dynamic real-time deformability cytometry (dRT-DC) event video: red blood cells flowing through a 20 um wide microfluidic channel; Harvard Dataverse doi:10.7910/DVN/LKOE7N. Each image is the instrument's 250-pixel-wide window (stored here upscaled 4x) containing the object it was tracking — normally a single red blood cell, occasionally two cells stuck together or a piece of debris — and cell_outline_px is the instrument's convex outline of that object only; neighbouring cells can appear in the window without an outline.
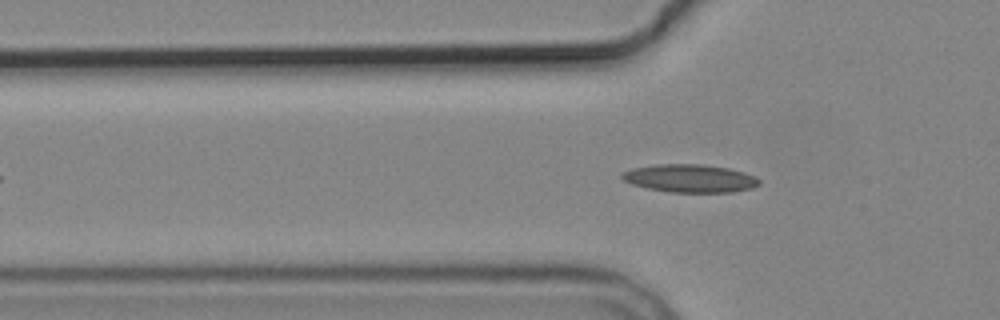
{"species": "common noctule bat (a hibernating species)", "species_latin": "Nyctalus noctula", "temperature_condition": "cold", "stored_images_in_passage": 6, "camera_frame_rate_fps": 3000, "um_per_image_px": 0.085, "animal": {"sex": "male", "body_mass_g": 19.2, "forearm_length_mm": 51.8}, "frame": {"image": 1, "passage_image": 4, "time_ms": 5.0, "image_size_px": [1000, 320], "cell_outline_px": [[760, 184], [752, 188], [732, 192], [668, 192], [648, 188], [632, 184], [624, 180], [620, 176], [620, 172], [632, 168], [656, 164], [700, 164], [728, 168], [744, 172], [756, 176], [760, 180]], "centroid_in_image_um": [58.64, 15.16], "position_along_channel_um": 67.2, "area_um2": 22.48}}
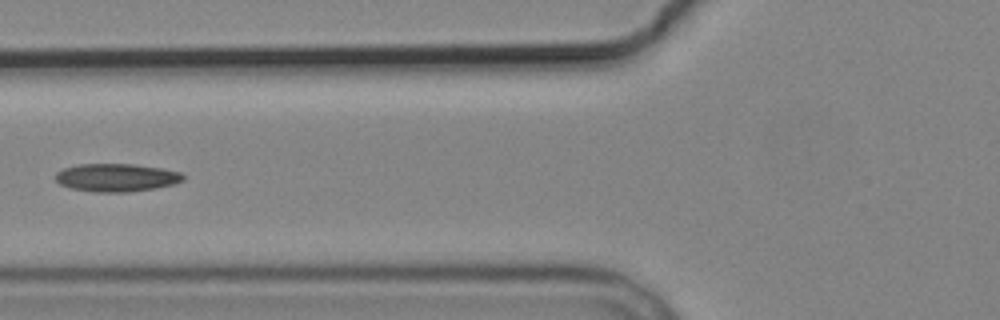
{"frame": {"image": 2, "passage_image": 5, "time_ms": 6.333, "image_size_px": [1000, 320], "cell_outline_px": [[184, 180], [172, 184], [156, 188], [128, 192], [92, 192], [72, 188], [60, 184], [56, 180], [56, 172], [64, 168], [76, 164], [132, 164], [164, 168], [180, 172], [184, 176]], "centroid_in_image_um": [9.9, 15.09], "position_along_channel_um": 115.9, "area_um2": 20.87}}
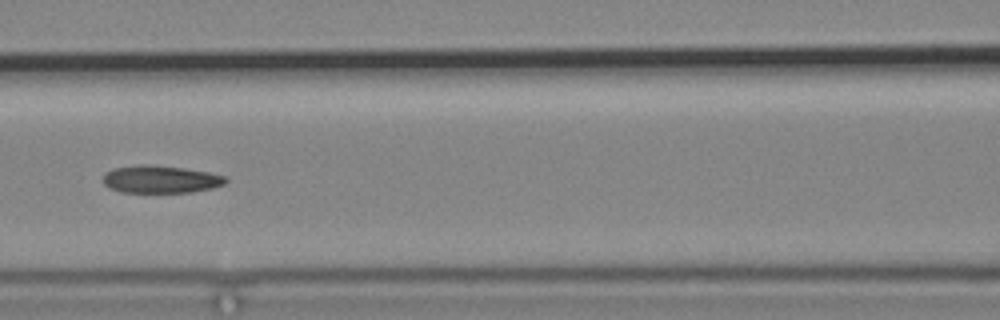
{"frame": {"image": 3, "passage_image": 6, "time_ms": 7.333, "image_size_px": [1000, 320], "cell_outline_px": [[228, 180], [224, 184], [212, 188], [192, 192], [120, 192], [108, 188], [104, 184], [104, 172], [112, 168], [140, 164], [148, 164], [184, 168], [208, 172], [224, 176]], "centroid_in_image_um": [13.61, 15.23], "position_along_channel_um": 153.0, "area_um2": 19.77}}